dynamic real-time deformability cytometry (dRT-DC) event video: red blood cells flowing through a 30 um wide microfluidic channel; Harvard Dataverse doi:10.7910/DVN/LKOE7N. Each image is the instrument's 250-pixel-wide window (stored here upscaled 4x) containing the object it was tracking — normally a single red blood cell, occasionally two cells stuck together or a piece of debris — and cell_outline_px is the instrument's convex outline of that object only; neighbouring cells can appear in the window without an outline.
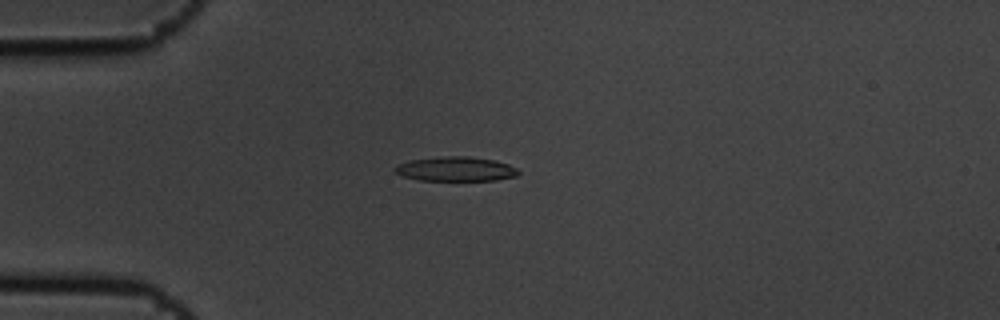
{"species": "common noctule bat (a hibernating species)", "species_latin": "Nyctalus noctula", "temperature_condition": "cold", "stored_images_in_passage": 5, "camera_frame_rate_fps": 3000, "um_per_image_px": 0.085, "animal": {"sex": "male", "body_mass_g": 19.5, "forearm_length_mm": 54.6}, "frame": {"image": 1, "passage_image": 3, "time_ms": 0.667, "image_size_px": [1000, 320], "cell_outline_px": [[520, 172], [516, 176], [496, 180], [420, 180], [404, 176], [396, 172], [392, 168], [396, 164], [408, 160], [444, 156], [468, 156], [492, 160], [508, 164], [516, 168]], "centroid_in_image_um": [38.71, 14.36], "position_along_channel_um": 46.3, "area_um2": 17.51}}
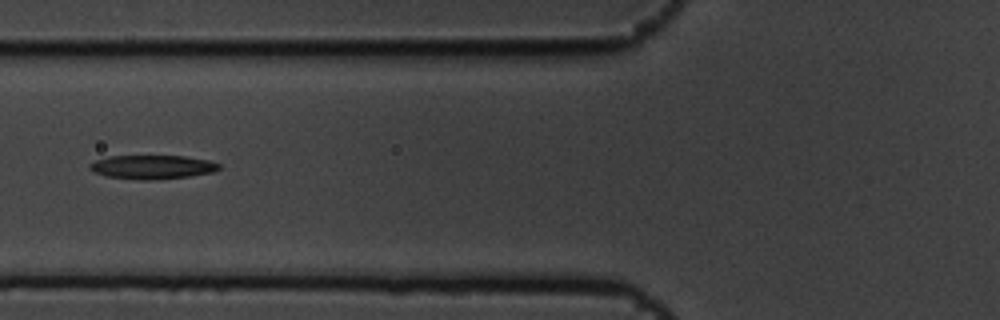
{"frame": {"image": 2, "passage_image": 5, "time_ms": 1.333, "image_size_px": [1000, 320], "cell_outline_px": [[220, 168], [212, 172], [188, 176], [152, 180], [144, 180], [108, 176], [96, 172], [88, 168], [88, 164], [96, 160], [108, 156], [184, 156], [208, 160], [220, 164]], "centroid_in_image_um": [12.94, 14.19], "position_along_channel_um": 112.9, "area_um2": 17.74}}